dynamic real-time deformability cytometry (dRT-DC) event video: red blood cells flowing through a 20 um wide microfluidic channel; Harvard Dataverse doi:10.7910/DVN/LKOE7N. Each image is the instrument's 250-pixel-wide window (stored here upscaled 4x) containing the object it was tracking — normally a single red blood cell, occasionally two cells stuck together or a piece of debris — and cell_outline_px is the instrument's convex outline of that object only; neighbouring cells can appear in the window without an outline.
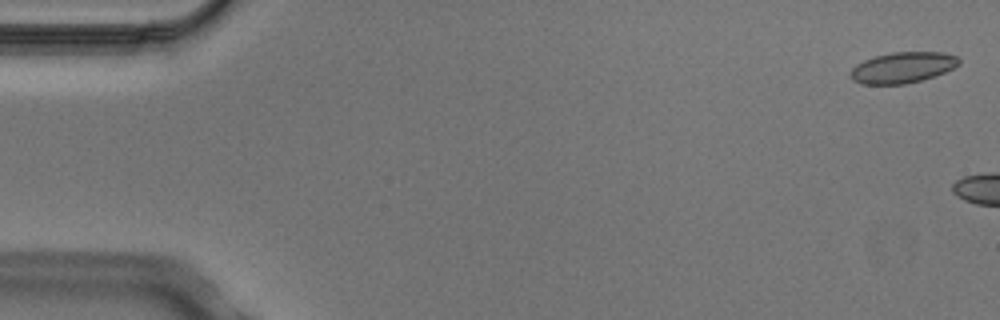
{"species": "Egyptian fruit bat (a non-hibernating species)", "species_latin": "Rousettus aegyptiacus", "temperature_condition": "cold", "stored_images_in_passage": 3, "camera_frame_rate_fps": 3000, "um_per_image_px": 0.085, "animal": {"sex": "male"}, "frame": {"image": 1, "passage_image": 1, "time_ms": 0.0, "image_size_px": [1000, 320], "cell_outline_px": [[960, 64], [944, 72], [920, 80], [904, 84], [860, 84], [852, 80], [848, 76], [848, 72], [856, 64], [864, 60], [876, 56], [892, 52], [944, 52], [956, 56], [960, 60]], "centroid_in_image_um": [76.67, 5.74], "position_along_channel_um": 8.3, "area_um2": 19.54}}